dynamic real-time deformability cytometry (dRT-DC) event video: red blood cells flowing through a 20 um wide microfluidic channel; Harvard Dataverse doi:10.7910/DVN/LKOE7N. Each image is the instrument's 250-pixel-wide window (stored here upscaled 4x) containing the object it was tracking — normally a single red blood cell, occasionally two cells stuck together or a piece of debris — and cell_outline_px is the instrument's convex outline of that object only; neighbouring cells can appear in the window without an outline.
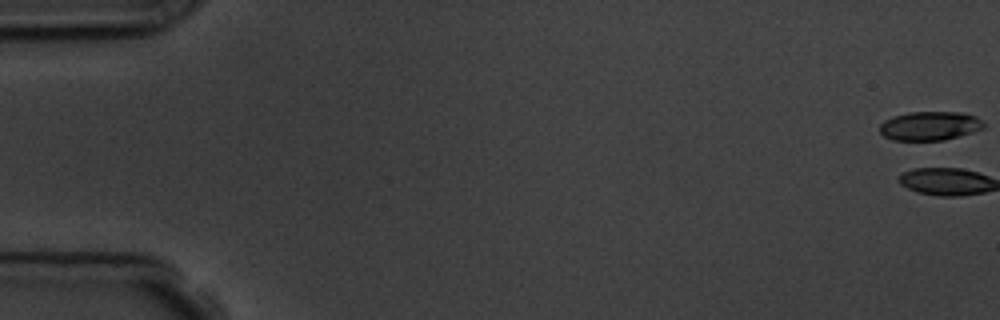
{"species": "common noctule bat (a hibernating species)", "species_latin": "Nyctalus noctula", "temperature_condition": "room temperature", "stored_images_in_passage": 6, "camera_frame_rate_fps": 3000, "um_per_image_px": 0.085, "animal": {"sex": "male", "body_mass_g": 19.5, "forearm_length_mm": 54.6}, "frame": {"image": 1, "passage_image": 1, "time_ms": 0.0, "image_size_px": [1000, 320], "cell_outline_px": [[984, 128], [972, 132], [944, 140], [892, 140], [884, 136], [880, 132], [880, 124], [884, 120], [892, 116], [908, 112], [960, 112], [976, 116], [984, 120]], "centroid_in_image_um": [79.03, 10.69], "position_along_channel_um": 6.0, "area_um2": 17.63}}